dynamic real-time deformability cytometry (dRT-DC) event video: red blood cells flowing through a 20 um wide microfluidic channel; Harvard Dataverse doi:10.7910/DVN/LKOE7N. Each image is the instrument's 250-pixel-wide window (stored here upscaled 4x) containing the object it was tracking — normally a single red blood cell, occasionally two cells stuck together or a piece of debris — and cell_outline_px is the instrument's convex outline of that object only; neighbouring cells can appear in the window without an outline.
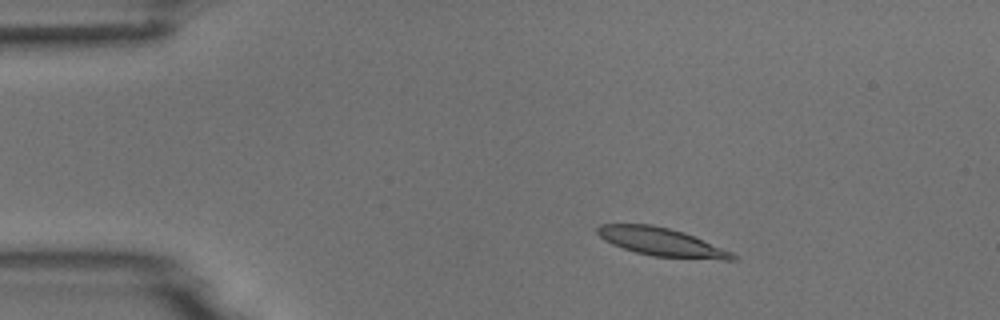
{"species": "common noctule bat (a hibernating species)", "species_latin": "Nyctalus noctula", "temperature_condition": "room temperature", "stored_images_in_passage": 9, "camera_frame_rate_fps": 3000, "um_per_image_px": 0.085, "animal": {"sex": "male", "body_mass_g": 18.8}, "frame": {"image": 1, "passage_image": 3, "time_ms": 2.333, "image_size_px": [1000, 320], "cell_outline_px": [[736, 260], [720, 260], [652, 256], [636, 252], [612, 244], [604, 240], [596, 232], [596, 228], [600, 224], [652, 224], [684, 232], [732, 252], [736, 256]], "centroid_in_image_um": [56.22, 20.57], "position_along_channel_um": 28.8, "area_um2": 22.14}}